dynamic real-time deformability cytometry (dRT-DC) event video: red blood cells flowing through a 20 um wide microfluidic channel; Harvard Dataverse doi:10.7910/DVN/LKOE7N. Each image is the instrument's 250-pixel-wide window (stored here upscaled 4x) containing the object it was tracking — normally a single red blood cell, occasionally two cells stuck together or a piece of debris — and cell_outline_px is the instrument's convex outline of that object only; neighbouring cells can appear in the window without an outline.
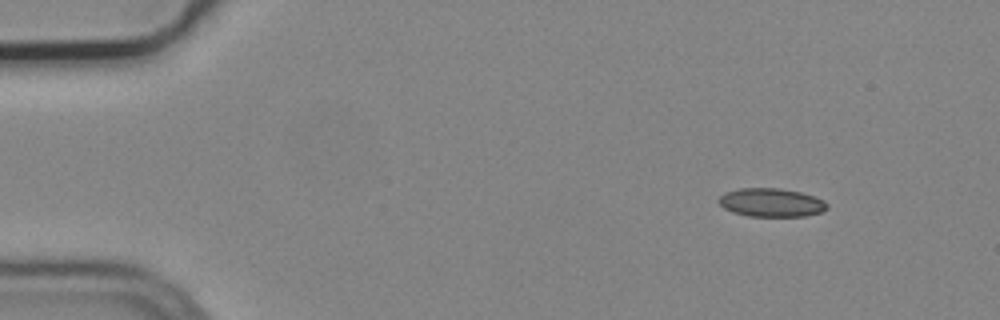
{"species": "common noctule bat (a hibernating species)", "species_latin": "Nyctalus noctula", "temperature_condition": "cold", "stored_images_in_passage": 4, "camera_frame_rate_fps": 3000, "um_per_image_px": 0.085, "animal": {"sex": "male", "body_mass_g": 19.2, "forearm_length_mm": 51.8}, "frame": {"image": 1, "passage_image": 1, "time_ms": 0.0, "image_size_px": [1000, 320], "cell_outline_px": [[828, 208], [820, 212], [804, 216], [748, 216], [732, 212], [724, 208], [716, 200], [724, 192], [740, 188], [780, 188], [800, 192], [824, 200], [828, 204]], "centroid_in_image_um": [65.52, 17.21], "position_along_channel_um": 19.5, "area_um2": 18.03}}
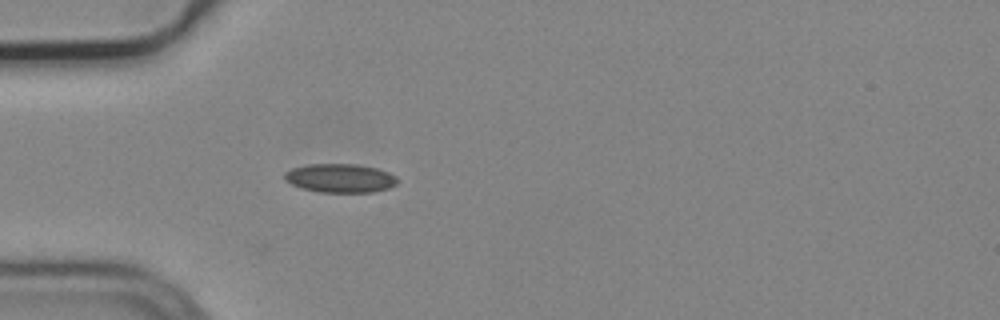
{"frame": {"image": 2, "passage_image": 4, "time_ms": 1.0, "image_size_px": [1000, 320], "cell_outline_px": [[396, 184], [388, 188], [372, 192], [320, 192], [300, 188], [284, 180], [284, 172], [292, 168], [308, 164], [356, 164], [376, 168], [388, 172], [396, 176]], "centroid_in_image_um": [28.87, 15.14], "position_along_channel_um": 56.1, "area_um2": 18.9}}